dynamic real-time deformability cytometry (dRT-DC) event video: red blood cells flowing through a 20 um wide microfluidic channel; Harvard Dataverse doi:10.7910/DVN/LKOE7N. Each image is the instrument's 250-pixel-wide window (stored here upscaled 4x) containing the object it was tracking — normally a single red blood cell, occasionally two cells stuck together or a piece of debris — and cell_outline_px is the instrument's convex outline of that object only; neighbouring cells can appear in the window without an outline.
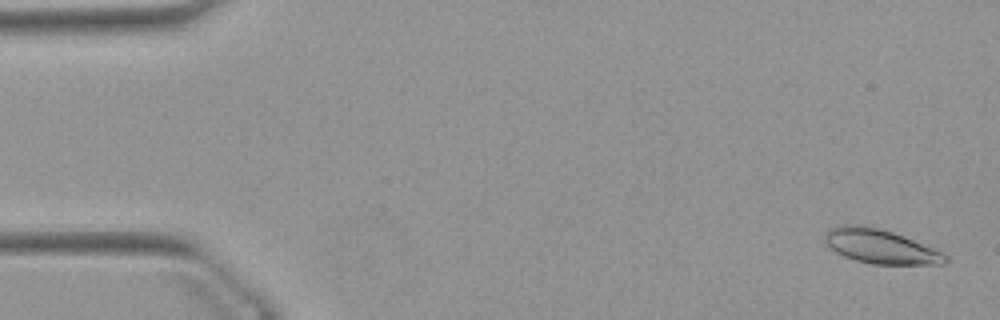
{"species": "Egyptian fruit bat (a non-hibernating species)", "species_latin": "Rousettus aegyptiacus", "temperature_condition": "warm", "stored_images_in_passage": 52, "camera_frame_rate_fps": 3000, "um_per_image_px": 0.085, "animal": {"sex": "female"}, "frame": {"image": 1, "passage_image": 2, "time_ms": 0.333, "image_size_px": [1000, 320], "cell_outline_px": [[948, 260], [944, 264], [872, 264], [856, 260], [844, 256], [836, 252], [824, 244], [824, 236], [832, 228], [840, 224], [856, 224], [876, 228], [892, 232], [904, 236], [944, 252], [948, 256]], "centroid_in_image_um": [74.84, 20.95], "position_along_channel_um": 10.2, "area_um2": 23.99}}
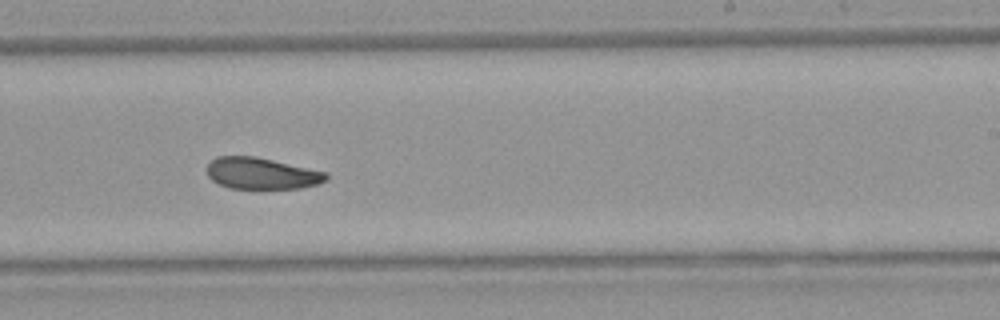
{"frame": {"image": 2, "passage_image": 32, "time_ms": 10.333, "image_size_px": [1000, 320], "cell_outline_px": [[328, 180], [316, 184], [300, 188], [228, 188], [212, 180], [208, 176], [208, 164], [216, 156], [256, 156], [324, 172], [328, 176]], "centroid_in_image_um": [22.2, 14.74], "position_along_channel_um": 266.8, "area_um2": 21.56}}
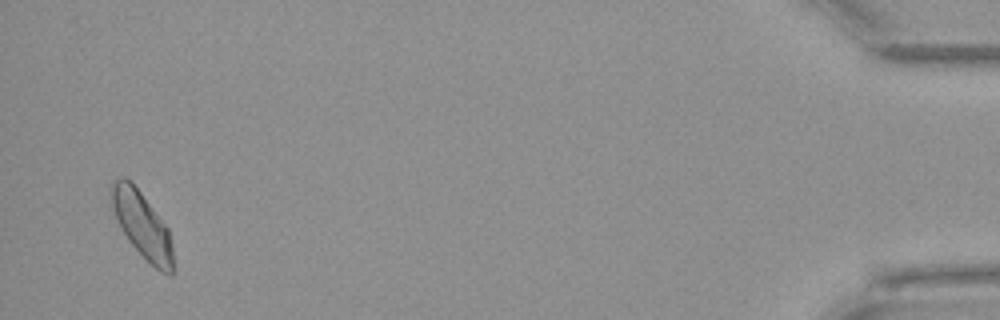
{"frame": {"image": 3, "passage_image": 51, "time_ms": 16.667, "image_size_px": [1000, 320], "cell_outline_px": [[176, 268], [168, 276], [160, 272], [128, 240], [116, 216], [108, 196], [108, 192], [112, 184], [116, 180], [124, 176], [140, 192], [168, 228], [172, 244]], "centroid_in_image_um": [12.11, 19.16], "position_along_channel_um": 423.1, "area_um2": 23.47}, "authors_computed_cell_mechanics": {"area_um2": 23.409, "velocity_mm_per_s": 3.864, "shape_relaxation_time_tau1_ms": null, "shape_relaxation_time_tau2_ms": 8.3588, "deformation_change_tau1": null, "deformation_change_tau2": 0.1522}}